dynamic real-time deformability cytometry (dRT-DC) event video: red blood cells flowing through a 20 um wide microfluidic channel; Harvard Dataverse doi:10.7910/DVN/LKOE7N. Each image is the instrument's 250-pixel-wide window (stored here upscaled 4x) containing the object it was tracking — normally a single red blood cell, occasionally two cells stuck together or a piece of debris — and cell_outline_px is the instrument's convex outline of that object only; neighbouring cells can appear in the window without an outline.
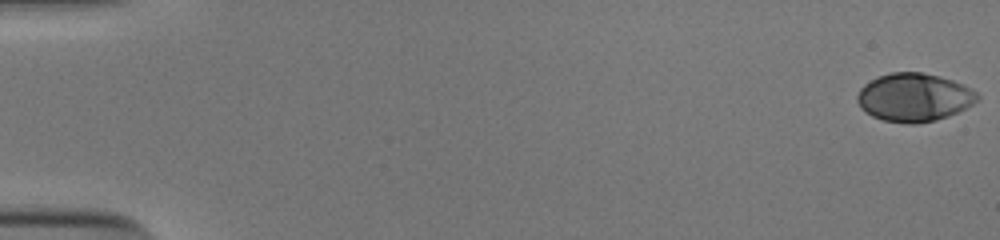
{"species": "human", "species_latin": "Homo sapiens", "temperature_condition": "cold", "stored_images_in_passage": 54, "camera_frame_rate_fps": 3000, "um_per_image_px": 0.085, "donor": {"sex": "male"}, "frame": {"image": 1, "passage_image": 1, "time_ms": 0.0, "image_size_px": [1000, 240], "cell_outline_px": [[980, 100], [948, 116], [936, 120], [912, 124], [908, 124], [884, 120], [872, 116], [860, 108], [856, 100], [856, 96], [860, 88], [864, 84], [876, 76], [892, 72], [920, 72], [940, 76], [964, 84], [972, 88], [980, 96]], "centroid_in_image_um": [77.68, 8.26], "position_along_channel_um": 7.3, "area_um2": 33.99}}
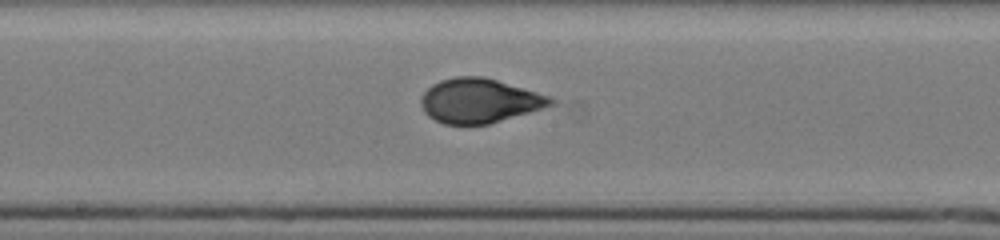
{"frame": {"image": 2, "passage_image": 30, "time_ms": 9.667, "image_size_px": [1000, 240], "cell_outline_px": [[556, 104], [488, 124], [444, 124], [428, 116], [424, 112], [420, 104], [420, 96], [432, 84], [440, 80], [456, 76], [484, 76], [552, 96], [556, 100]], "centroid_in_image_um": [40.75, 8.55], "position_along_channel_um": 207.5, "area_um2": 33.7}}
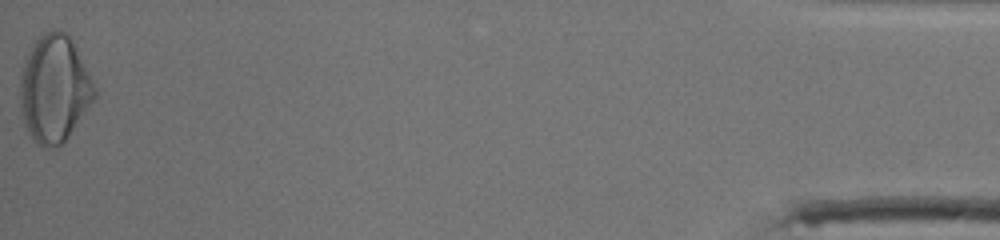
{"frame": {"image": 3, "passage_image": 54, "time_ms": 17.667, "image_size_px": [1000, 240], "cell_outline_px": [[96, 96], [68, 136], [60, 144], [52, 148], [44, 148], [36, 144], [28, 132], [24, 124], [20, 108], [20, 80], [24, 60], [32, 44], [44, 32], [56, 28], [64, 32], [72, 40], [96, 88]], "centroid_in_image_um": [4.59, 7.55], "position_along_channel_um": 430.6, "area_um2": 46.18}, "authors_computed_cell_mechanics": {"area_um2": 33.2928, "velocity_mm_per_s": 3.9012, "shape_relaxation_time_tau1_ms": 7.0515, "shape_relaxation_time_tau2_ms": null, "deformation_change_tau1": 0.2301, "deformation_change_tau2": null}}